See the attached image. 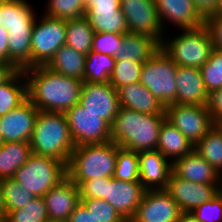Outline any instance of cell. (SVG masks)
Instances as JSON below:
<instances>
[{
	"instance_id": "1",
	"label": "cell",
	"mask_w": 222,
	"mask_h": 222,
	"mask_svg": "<svg viewBox=\"0 0 222 222\" xmlns=\"http://www.w3.org/2000/svg\"><path fill=\"white\" fill-rule=\"evenodd\" d=\"M29 101L45 112L65 113L79 104L83 80L57 73L46 65L23 70Z\"/></svg>"
},
{
	"instance_id": "2",
	"label": "cell",
	"mask_w": 222,
	"mask_h": 222,
	"mask_svg": "<svg viewBox=\"0 0 222 222\" xmlns=\"http://www.w3.org/2000/svg\"><path fill=\"white\" fill-rule=\"evenodd\" d=\"M36 15L26 0H5L0 27L8 31V65L16 70L31 67V39Z\"/></svg>"
},
{
	"instance_id": "3",
	"label": "cell",
	"mask_w": 222,
	"mask_h": 222,
	"mask_svg": "<svg viewBox=\"0 0 222 222\" xmlns=\"http://www.w3.org/2000/svg\"><path fill=\"white\" fill-rule=\"evenodd\" d=\"M165 118V114H146L120 107L111 125V141L135 152L157 150Z\"/></svg>"
},
{
	"instance_id": "4",
	"label": "cell",
	"mask_w": 222,
	"mask_h": 222,
	"mask_svg": "<svg viewBox=\"0 0 222 222\" xmlns=\"http://www.w3.org/2000/svg\"><path fill=\"white\" fill-rule=\"evenodd\" d=\"M29 143L33 154L57 159L67 166L75 145L66 114L39 111Z\"/></svg>"
},
{
	"instance_id": "5",
	"label": "cell",
	"mask_w": 222,
	"mask_h": 222,
	"mask_svg": "<svg viewBox=\"0 0 222 222\" xmlns=\"http://www.w3.org/2000/svg\"><path fill=\"white\" fill-rule=\"evenodd\" d=\"M119 148L113 141L75 147L66 166L67 177L77 186L90 179L113 177Z\"/></svg>"
},
{
	"instance_id": "6",
	"label": "cell",
	"mask_w": 222,
	"mask_h": 222,
	"mask_svg": "<svg viewBox=\"0 0 222 222\" xmlns=\"http://www.w3.org/2000/svg\"><path fill=\"white\" fill-rule=\"evenodd\" d=\"M172 39H163L161 48L178 66L200 68L210 58L213 44L208 29L203 25L184 29Z\"/></svg>"
},
{
	"instance_id": "7",
	"label": "cell",
	"mask_w": 222,
	"mask_h": 222,
	"mask_svg": "<svg viewBox=\"0 0 222 222\" xmlns=\"http://www.w3.org/2000/svg\"><path fill=\"white\" fill-rule=\"evenodd\" d=\"M66 177V165L62 161L32 153L13 179L35 197H43Z\"/></svg>"
},
{
	"instance_id": "8",
	"label": "cell",
	"mask_w": 222,
	"mask_h": 222,
	"mask_svg": "<svg viewBox=\"0 0 222 222\" xmlns=\"http://www.w3.org/2000/svg\"><path fill=\"white\" fill-rule=\"evenodd\" d=\"M176 70L177 65L160 47L143 63L139 83L166 107L177 103Z\"/></svg>"
},
{
	"instance_id": "9",
	"label": "cell",
	"mask_w": 222,
	"mask_h": 222,
	"mask_svg": "<svg viewBox=\"0 0 222 222\" xmlns=\"http://www.w3.org/2000/svg\"><path fill=\"white\" fill-rule=\"evenodd\" d=\"M33 25L31 67L47 65L66 42V20L43 14Z\"/></svg>"
},
{
	"instance_id": "10",
	"label": "cell",
	"mask_w": 222,
	"mask_h": 222,
	"mask_svg": "<svg viewBox=\"0 0 222 222\" xmlns=\"http://www.w3.org/2000/svg\"><path fill=\"white\" fill-rule=\"evenodd\" d=\"M65 114L75 147L111 141V125L98 114L84 110L80 104L74 105Z\"/></svg>"
},
{
	"instance_id": "11",
	"label": "cell",
	"mask_w": 222,
	"mask_h": 222,
	"mask_svg": "<svg viewBox=\"0 0 222 222\" xmlns=\"http://www.w3.org/2000/svg\"><path fill=\"white\" fill-rule=\"evenodd\" d=\"M166 119L195 146L214 127L206 106L172 103L165 107Z\"/></svg>"
},
{
	"instance_id": "12",
	"label": "cell",
	"mask_w": 222,
	"mask_h": 222,
	"mask_svg": "<svg viewBox=\"0 0 222 222\" xmlns=\"http://www.w3.org/2000/svg\"><path fill=\"white\" fill-rule=\"evenodd\" d=\"M120 8L126 17L129 33L149 35L161 44L165 29L154 0H121Z\"/></svg>"
},
{
	"instance_id": "13",
	"label": "cell",
	"mask_w": 222,
	"mask_h": 222,
	"mask_svg": "<svg viewBox=\"0 0 222 222\" xmlns=\"http://www.w3.org/2000/svg\"><path fill=\"white\" fill-rule=\"evenodd\" d=\"M164 190L178 204L181 212L189 213L221 192L220 184L191 182L178 177L173 171Z\"/></svg>"
},
{
	"instance_id": "14",
	"label": "cell",
	"mask_w": 222,
	"mask_h": 222,
	"mask_svg": "<svg viewBox=\"0 0 222 222\" xmlns=\"http://www.w3.org/2000/svg\"><path fill=\"white\" fill-rule=\"evenodd\" d=\"M121 0H85L84 17L94 32L128 33V24L120 8Z\"/></svg>"
},
{
	"instance_id": "15",
	"label": "cell",
	"mask_w": 222,
	"mask_h": 222,
	"mask_svg": "<svg viewBox=\"0 0 222 222\" xmlns=\"http://www.w3.org/2000/svg\"><path fill=\"white\" fill-rule=\"evenodd\" d=\"M79 104L112 125L120 105L117 90L109 83L83 82Z\"/></svg>"
},
{
	"instance_id": "16",
	"label": "cell",
	"mask_w": 222,
	"mask_h": 222,
	"mask_svg": "<svg viewBox=\"0 0 222 222\" xmlns=\"http://www.w3.org/2000/svg\"><path fill=\"white\" fill-rule=\"evenodd\" d=\"M181 213L164 189L146 190L130 222H177Z\"/></svg>"
},
{
	"instance_id": "17",
	"label": "cell",
	"mask_w": 222,
	"mask_h": 222,
	"mask_svg": "<svg viewBox=\"0 0 222 222\" xmlns=\"http://www.w3.org/2000/svg\"><path fill=\"white\" fill-rule=\"evenodd\" d=\"M146 189L140 182L121 181L109 177L106 196L103 198L127 221L134 217Z\"/></svg>"
},
{
	"instance_id": "18",
	"label": "cell",
	"mask_w": 222,
	"mask_h": 222,
	"mask_svg": "<svg viewBox=\"0 0 222 222\" xmlns=\"http://www.w3.org/2000/svg\"><path fill=\"white\" fill-rule=\"evenodd\" d=\"M39 110L27 98L21 105L1 117L5 142H30Z\"/></svg>"
},
{
	"instance_id": "19",
	"label": "cell",
	"mask_w": 222,
	"mask_h": 222,
	"mask_svg": "<svg viewBox=\"0 0 222 222\" xmlns=\"http://www.w3.org/2000/svg\"><path fill=\"white\" fill-rule=\"evenodd\" d=\"M50 221L68 222L70 215L81 202L78 186L68 177L51 188L44 196Z\"/></svg>"
},
{
	"instance_id": "20",
	"label": "cell",
	"mask_w": 222,
	"mask_h": 222,
	"mask_svg": "<svg viewBox=\"0 0 222 222\" xmlns=\"http://www.w3.org/2000/svg\"><path fill=\"white\" fill-rule=\"evenodd\" d=\"M139 182L146 190L165 189L172 169V161L159 150L138 152Z\"/></svg>"
},
{
	"instance_id": "21",
	"label": "cell",
	"mask_w": 222,
	"mask_h": 222,
	"mask_svg": "<svg viewBox=\"0 0 222 222\" xmlns=\"http://www.w3.org/2000/svg\"><path fill=\"white\" fill-rule=\"evenodd\" d=\"M161 25L169 21L181 29H195L204 25L192 0H154ZM166 20V22H165Z\"/></svg>"
},
{
	"instance_id": "22",
	"label": "cell",
	"mask_w": 222,
	"mask_h": 222,
	"mask_svg": "<svg viewBox=\"0 0 222 222\" xmlns=\"http://www.w3.org/2000/svg\"><path fill=\"white\" fill-rule=\"evenodd\" d=\"M176 84L177 104L206 106L208 91L200 68L177 65Z\"/></svg>"
},
{
	"instance_id": "23",
	"label": "cell",
	"mask_w": 222,
	"mask_h": 222,
	"mask_svg": "<svg viewBox=\"0 0 222 222\" xmlns=\"http://www.w3.org/2000/svg\"><path fill=\"white\" fill-rule=\"evenodd\" d=\"M173 172L180 178L202 184H220V175L195 150L172 163Z\"/></svg>"
},
{
	"instance_id": "24",
	"label": "cell",
	"mask_w": 222,
	"mask_h": 222,
	"mask_svg": "<svg viewBox=\"0 0 222 222\" xmlns=\"http://www.w3.org/2000/svg\"><path fill=\"white\" fill-rule=\"evenodd\" d=\"M120 107L146 114H165V106L140 83L117 89Z\"/></svg>"
},
{
	"instance_id": "25",
	"label": "cell",
	"mask_w": 222,
	"mask_h": 222,
	"mask_svg": "<svg viewBox=\"0 0 222 222\" xmlns=\"http://www.w3.org/2000/svg\"><path fill=\"white\" fill-rule=\"evenodd\" d=\"M161 47L153 37L145 34L126 33L115 56L116 60H132L144 63Z\"/></svg>"
},
{
	"instance_id": "26",
	"label": "cell",
	"mask_w": 222,
	"mask_h": 222,
	"mask_svg": "<svg viewBox=\"0 0 222 222\" xmlns=\"http://www.w3.org/2000/svg\"><path fill=\"white\" fill-rule=\"evenodd\" d=\"M157 150L173 163L176 159L191 153L194 145L165 118L160 128Z\"/></svg>"
},
{
	"instance_id": "27",
	"label": "cell",
	"mask_w": 222,
	"mask_h": 222,
	"mask_svg": "<svg viewBox=\"0 0 222 222\" xmlns=\"http://www.w3.org/2000/svg\"><path fill=\"white\" fill-rule=\"evenodd\" d=\"M85 61L86 55L63 45L46 66L57 73L83 80Z\"/></svg>"
},
{
	"instance_id": "28",
	"label": "cell",
	"mask_w": 222,
	"mask_h": 222,
	"mask_svg": "<svg viewBox=\"0 0 222 222\" xmlns=\"http://www.w3.org/2000/svg\"><path fill=\"white\" fill-rule=\"evenodd\" d=\"M31 154V146L27 142H5L0 146V180L13 178Z\"/></svg>"
},
{
	"instance_id": "29",
	"label": "cell",
	"mask_w": 222,
	"mask_h": 222,
	"mask_svg": "<svg viewBox=\"0 0 222 222\" xmlns=\"http://www.w3.org/2000/svg\"><path fill=\"white\" fill-rule=\"evenodd\" d=\"M25 79V80H24ZM27 96V81L23 70H17L0 85V116L21 105Z\"/></svg>"
},
{
	"instance_id": "30",
	"label": "cell",
	"mask_w": 222,
	"mask_h": 222,
	"mask_svg": "<svg viewBox=\"0 0 222 222\" xmlns=\"http://www.w3.org/2000/svg\"><path fill=\"white\" fill-rule=\"evenodd\" d=\"M94 30L84 17L66 20L65 45L87 55L92 48Z\"/></svg>"
},
{
	"instance_id": "31",
	"label": "cell",
	"mask_w": 222,
	"mask_h": 222,
	"mask_svg": "<svg viewBox=\"0 0 222 222\" xmlns=\"http://www.w3.org/2000/svg\"><path fill=\"white\" fill-rule=\"evenodd\" d=\"M115 57L90 51L86 55L83 82L107 83L113 72Z\"/></svg>"
},
{
	"instance_id": "32",
	"label": "cell",
	"mask_w": 222,
	"mask_h": 222,
	"mask_svg": "<svg viewBox=\"0 0 222 222\" xmlns=\"http://www.w3.org/2000/svg\"><path fill=\"white\" fill-rule=\"evenodd\" d=\"M194 150L203 157L214 169L222 173V128H213L194 146Z\"/></svg>"
},
{
	"instance_id": "33",
	"label": "cell",
	"mask_w": 222,
	"mask_h": 222,
	"mask_svg": "<svg viewBox=\"0 0 222 222\" xmlns=\"http://www.w3.org/2000/svg\"><path fill=\"white\" fill-rule=\"evenodd\" d=\"M3 217L10 211L24 207L35 196L13 178L1 180Z\"/></svg>"
},
{
	"instance_id": "34",
	"label": "cell",
	"mask_w": 222,
	"mask_h": 222,
	"mask_svg": "<svg viewBox=\"0 0 222 222\" xmlns=\"http://www.w3.org/2000/svg\"><path fill=\"white\" fill-rule=\"evenodd\" d=\"M49 220L43 197H35L24 207L8 212L2 222H46Z\"/></svg>"
},
{
	"instance_id": "35",
	"label": "cell",
	"mask_w": 222,
	"mask_h": 222,
	"mask_svg": "<svg viewBox=\"0 0 222 222\" xmlns=\"http://www.w3.org/2000/svg\"><path fill=\"white\" fill-rule=\"evenodd\" d=\"M142 62L132 60H116L109 83L117 90L132 83H139Z\"/></svg>"
},
{
	"instance_id": "36",
	"label": "cell",
	"mask_w": 222,
	"mask_h": 222,
	"mask_svg": "<svg viewBox=\"0 0 222 222\" xmlns=\"http://www.w3.org/2000/svg\"><path fill=\"white\" fill-rule=\"evenodd\" d=\"M114 179L139 182L138 152L119 148L117 151Z\"/></svg>"
},
{
	"instance_id": "37",
	"label": "cell",
	"mask_w": 222,
	"mask_h": 222,
	"mask_svg": "<svg viewBox=\"0 0 222 222\" xmlns=\"http://www.w3.org/2000/svg\"><path fill=\"white\" fill-rule=\"evenodd\" d=\"M45 15L58 19H75L84 16L85 0H48Z\"/></svg>"
},
{
	"instance_id": "38",
	"label": "cell",
	"mask_w": 222,
	"mask_h": 222,
	"mask_svg": "<svg viewBox=\"0 0 222 222\" xmlns=\"http://www.w3.org/2000/svg\"><path fill=\"white\" fill-rule=\"evenodd\" d=\"M200 70L208 92L222 89V51L213 49L209 60Z\"/></svg>"
},
{
	"instance_id": "39",
	"label": "cell",
	"mask_w": 222,
	"mask_h": 222,
	"mask_svg": "<svg viewBox=\"0 0 222 222\" xmlns=\"http://www.w3.org/2000/svg\"><path fill=\"white\" fill-rule=\"evenodd\" d=\"M87 210L92 213L99 222H127L115 208L103 199H81Z\"/></svg>"
},
{
	"instance_id": "40",
	"label": "cell",
	"mask_w": 222,
	"mask_h": 222,
	"mask_svg": "<svg viewBox=\"0 0 222 222\" xmlns=\"http://www.w3.org/2000/svg\"><path fill=\"white\" fill-rule=\"evenodd\" d=\"M125 34L95 32L91 51L116 56Z\"/></svg>"
},
{
	"instance_id": "41",
	"label": "cell",
	"mask_w": 222,
	"mask_h": 222,
	"mask_svg": "<svg viewBox=\"0 0 222 222\" xmlns=\"http://www.w3.org/2000/svg\"><path fill=\"white\" fill-rule=\"evenodd\" d=\"M191 213L200 222H222V192L199 205Z\"/></svg>"
},
{
	"instance_id": "42",
	"label": "cell",
	"mask_w": 222,
	"mask_h": 222,
	"mask_svg": "<svg viewBox=\"0 0 222 222\" xmlns=\"http://www.w3.org/2000/svg\"><path fill=\"white\" fill-rule=\"evenodd\" d=\"M107 184H109V177L90 179L82 182L78 186L81 199H103L106 196Z\"/></svg>"
},
{
	"instance_id": "43",
	"label": "cell",
	"mask_w": 222,
	"mask_h": 222,
	"mask_svg": "<svg viewBox=\"0 0 222 222\" xmlns=\"http://www.w3.org/2000/svg\"><path fill=\"white\" fill-rule=\"evenodd\" d=\"M206 108L215 125L222 124V89L208 92Z\"/></svg>"
},
{
	"instance_id": "44",
	"label": "cell",
	"mask_w": 222,
	"mask_h": 222,
	"mask_svg": "<svg viewBox=\"0 0 222 222\" xmlns=\"http://www.w3.org/2000/svg\"><path fill=\"white\" fill-rule=\"evenodd\" d=\"M204 26L209 31L213 48L222 51V18L211 16L204 21Z\"/></svg>"
},
{
	"instance_id": "45",
	"label": "cell",
	"mask_w": 222,
	"mask_h": 222,
	"mask_svg": "<svg viewBox=\"0 0 222 222\" xmlns=\"http://www.w3.org/2000/svg\"><path fill=\"white\" fill-rule=\"evenodd\" d=\"M218 1L219 0H192L197 13L204 21L215 15Z\"/></svg>"
},
{
	"instance_id": "46",
	"label": "cell",
	"mask_w": 222,
	"mask_h": 222,
	"mask_svg": "<svg viewBox=\"0 0 222 222\" xmlns=\"http://www.w3.org/2000/svg\"><path fill=\"white\" fill-rule=\"evenodd\" d=\"M68 222H99L96 217L87 210L86 206L80 202L73 213L70 215Z\"/></svg>"
},
{
	"instance_id": "47",
	"label": "cell",
	"mask_w": 222,
	"mask_h": 222,
	"mask_svg": "<svg viewBox=\"0 0 222 222\" xmlns=\"http://www.w3.org/2000/svg\"><path fill=\"white\" fill-rule=\"evenodd\" d=\"M8 31L0 27V63L8 64Z\"/></svg>"
},
{
	"instance_id": "48",
	"label": "cell",
	"mask_w": 222,
	"mask_h": 222,
	"mask_svg": "<svg viewBox=\"0 0 222 222\" xmlns=\"http://www.w3.org/2000/svg\"><path fill=\"white\" fill-rule=\"evenodd\" d=\"M17 70L5 63H0V85L6 82Z\"/></svg>"
},
{
	"instance_id": "49",
	"label": "cell",
	"mask_w": 222,
	"mask_h": 222,
	"mask_svg": "<svg viewBox=\"0 0 222 222\" xmlns=\"http://www.w3.org/2000/svg\"><path fill=\"white\" fill-rule=\"evenodd\" d=\"M177 222H200L198 219H196L192 213L189 212H182L179 216V219Z\"/></svg>"
},
{
	"instance_id": "50",
	"label": "cell",
	"mask_w": 222,
	"mask_h": 222,
	"mask_svg": "<svg viewBox=\"0 0 222 222\" xmlns=\"http://www.w3.org/2000/svg\"><path fill=\"white\" fill-rule=\"evenodd\" d=\"M214 16H218L222 18V0L218 1V6H217L216 13Z\"/></svg>"
},
{
	"instance_id": "51",
	"label": "cell",
	"mask_w": 222,
	"mask_h": 222,
	"mask_svg": "<svg viewBox=\"0 0 222 222\" xmlns=\"http://www.w3.org/2000/svg\"><path fill=\"white\" fill-rule=\"evenodd\" d=\"M3 218L2 194H1V180H0V219Z\"/></svg>"
},
{
	"instance_id": "52",
	"label": "cell",
	"mask_w": 222,
	"mask_h": 222,
	"mask_svg": "<svg viewBox=\"0 0 222 222\" xmlns=\"http://www.w3.org/2000/svg\"><path fill=\"white\" fill-rule=\"evenodd\" d=\"M1 117L2 116H0V146H2L5 143V140H4L3 134H2Z\"/></svg>"
},
{
	"instance_id": "53",
	"label": "cell",
	"mask_w": 222,
	"mask_h": 222,
	"mask_svg": "<svg viewBox=\"0 0 222 222\" xmlns=\"http://www.w3.org/2000/svg\"><path fill=\"white\" fill-rule=\"evenodd\" d=\"M220 189H221V192H222V173L220 174Z\"/></svg>"
},
{
	"instance_id": "54",
	"label": "cell",
	"mask_w": 222,
	"mask_h": 222,
	"mask_svg": "<svg viewBox=\"0 0 222 222\" xmlns=\"http://www.w3.org/2000/svg\"><path fill=\"white\" fill-rule=\"evenodd\" d=\"M4 2H5V0H0V9H1V6L3 5Z\"/></svg>"
}]
</instances>
